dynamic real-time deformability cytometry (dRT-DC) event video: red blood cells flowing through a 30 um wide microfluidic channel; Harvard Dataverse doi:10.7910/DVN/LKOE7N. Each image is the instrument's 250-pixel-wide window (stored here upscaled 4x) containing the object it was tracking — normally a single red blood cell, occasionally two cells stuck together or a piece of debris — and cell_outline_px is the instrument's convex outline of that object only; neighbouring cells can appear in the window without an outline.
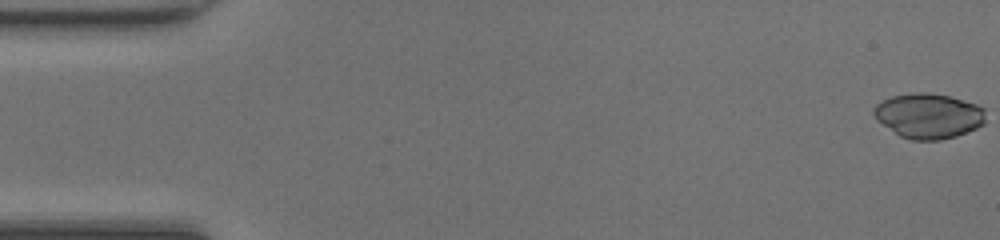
{"species": "common noctule bat (a hibernating species)", "species_latin": "Nyctalus noctula", "temperature_condition": "room temperature", "stored_images_in_passage": 48, "camera_frame_rate_fps": 3000, "um_per_image_px": 0.085, "animal": {"sex": "female", "body_mass_g": 20.0, "forearm_length_mm": 54.0}, "frame": {"image": 1, "passage_image": 1, "time_ms": 0.0, "image_size_px": [1000, 240], "cell_outline_px": [[984, 124], [976, 128], [956, 136], [940, 140], [912, 140], [900, 136], [876, 120], [872, 112], [872, 108], [876, 104], [892, 96], [912, 92], [928, 92], [948, 96], [976, 104], [984, 108]], "centroid_in_image_um": [78.89, 9.84], "position_along_channel_um": 6.1, "area_um2": 29.36}}
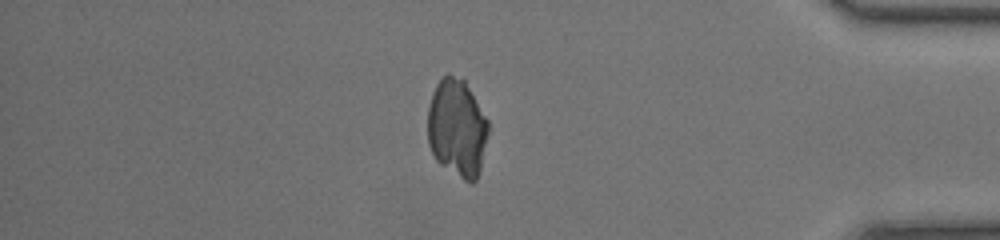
{"frame": {"image": 2, "passage_image": 41, "time_ms": 13.333, "image_size_px": [1000, 240], "cell_outline_px": [[488, 132], [480, 172], [476, 180], [472, 184], [464, 180], [440, 164], [436, 160], [428, 144], [428, 108], [432, 92], [436, 84], [448, 72], [464, 80], [488, 120]], "centroid_in_image_um": [38.84, 10.89], "position_along_channel_um": 396.4, "area_um2": 34.62}}
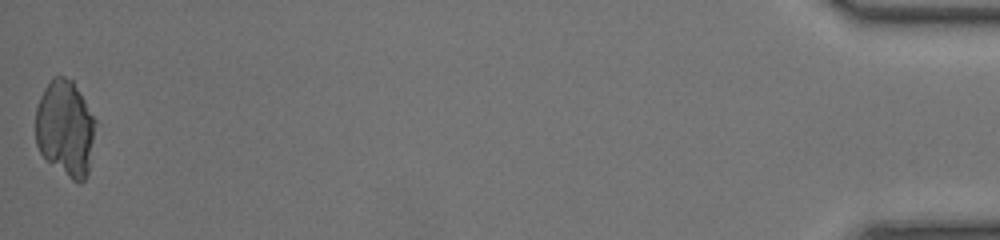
{"frame": {"image": 3, "passage_image": 48, "time_ms": 15.667, "image_size_px": [1000, 240], "cell_outline_px": [[96, 120], [88, 172], [84, 180], [80, 184], [72, 180], [48, 160], [40, 152], [36, 144], [36, 108], [40, 96], [44, 88], [52, 76], [64, 76], [72, 80]], "centroid_in_image_um": [5.54, 10.88], "position_along_channel_um": 429.7, "area_um2": 33.29}}